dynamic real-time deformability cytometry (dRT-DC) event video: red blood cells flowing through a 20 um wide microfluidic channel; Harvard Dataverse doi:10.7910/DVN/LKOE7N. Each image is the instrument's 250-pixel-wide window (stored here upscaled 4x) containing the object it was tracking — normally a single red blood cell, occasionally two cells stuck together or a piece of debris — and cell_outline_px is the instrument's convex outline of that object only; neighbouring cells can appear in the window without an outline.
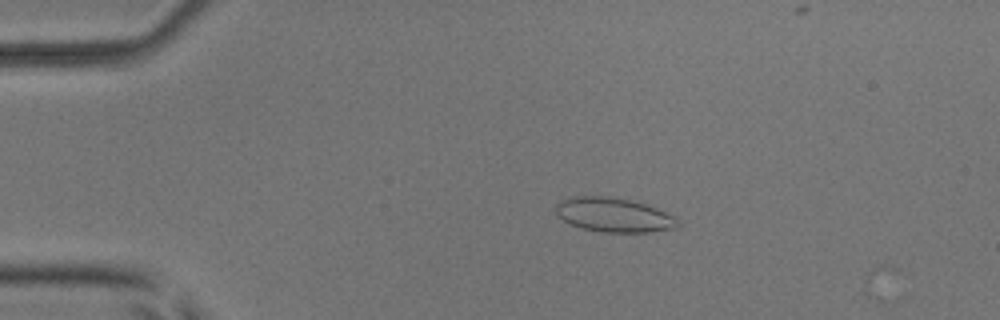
{"species": "common noctule bat (a hibernating species)", "species_latin": "Nyctalus noctula", "temperature_condition": "room temperature", "stored_images_in_passage": 5, "camera_frame_rate_fps": 3000, "um_per_image_px": 0.085, "animal": {"sex": "male", "body_mass_g": 17.9, "forearm_length_mm": 54.2}, "frame": {"image": 1, "passage_image": 4, "time_ms": 1.0, "image_size_px": [1000, 320], "cell_outline_px": [[680, 228], [648, 232], [600, 232], [580, 228], [556, 216], [556, 204], [560, 200], [576, 196], [604, 196], [628, 200], [644, 204], [656, 208], [676, 216], [680, 224]], "centroid_in_image_um": [52.19, 18.28], "position_along_channel_um": 32.8, "area_um2": 24.45}}